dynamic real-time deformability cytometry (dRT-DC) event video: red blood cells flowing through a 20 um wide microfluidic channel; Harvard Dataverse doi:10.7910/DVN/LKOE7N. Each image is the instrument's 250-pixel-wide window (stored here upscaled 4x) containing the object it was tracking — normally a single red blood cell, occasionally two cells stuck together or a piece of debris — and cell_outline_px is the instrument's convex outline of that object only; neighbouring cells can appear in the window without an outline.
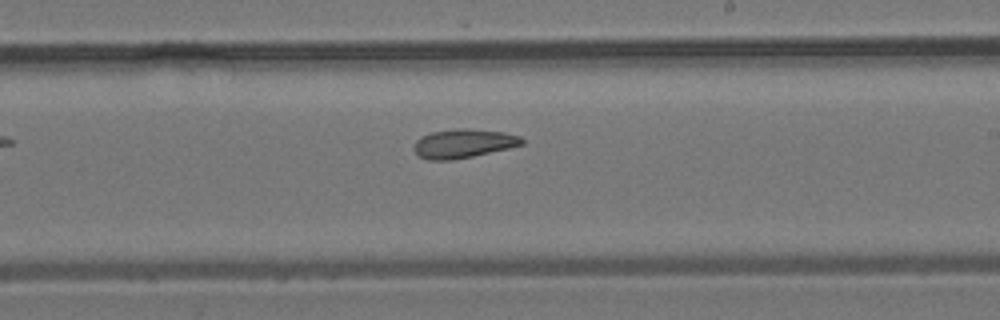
{"species": "common noctule bat (a hibernating species)", "species_latin": "Nyctalus noctula", "temperature_condition": "room temperature", "stored_images_in_passage": 23, "camera_frame_rate_fps": 3000, "um_per_image_px": 0.085, "animal": {"sex": "male", "body_mass_g": 19.2, "forearm_length_mm": 51.8}, "frame": {"image": 1, "passage_image": 14, "time_ms": 4.333, "image_size_px": [1000, 320], "cell_outline_px": [[524, 144], [508, 148], [472, 156], [452, 160], [428, 160], [420, 156], [412, 148], [416, 140], [420, 136], [432, 132], [456, 128], [468, 128], [504, 132], [520, 136], [524, 140]], "centroid_in_image_um": [39.37, 12.18], "position_along_channel_um": 249.6, "area_um2": 18.21}}
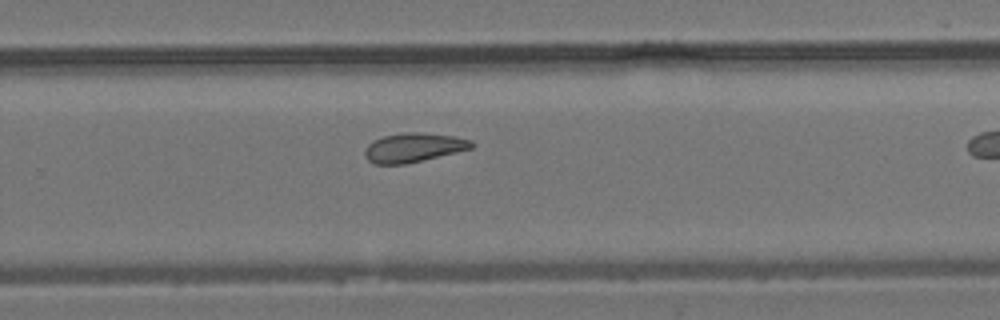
{"frame": {"image": 2, "passage_image": 17, "time_ms": 5.333, "image_size_px": [1000, 320], "cell_outline_px": [[476, 144], [472, 148], [456, 152], [404, 164], [372, 164], [364, 156], [364, 152], [368, 144], [372, 140], [384, 136], [404, 132], [424, 132], [456, 136], [472, 140]], "centroid_in_image_um": [35.15, 12.53], "position_along_channel_um": 294.6, "area_um2": 18.26}}
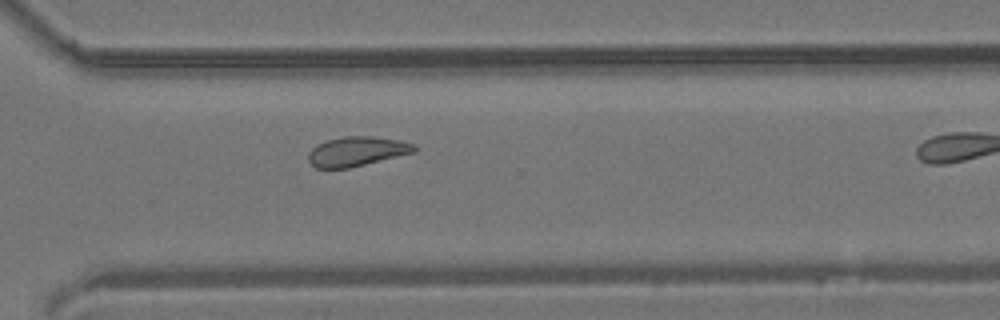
{"frame": {"image": 3, "passage_image": 20, "time_ms": 6.333, "image_size_px": [1000, 320], "cell_outline_px": [[416, 152], [348, 168], [316, 168], [308, 160], [308, 152], [316, 144], [328, 140], [344, 136], [372, 136], [400, 140], [412, 144], [416, 148]], "centroid_in_image_um": [30.31, 12.86], "position_along_channel_um": 340.3, "area_um2": 18.15}}